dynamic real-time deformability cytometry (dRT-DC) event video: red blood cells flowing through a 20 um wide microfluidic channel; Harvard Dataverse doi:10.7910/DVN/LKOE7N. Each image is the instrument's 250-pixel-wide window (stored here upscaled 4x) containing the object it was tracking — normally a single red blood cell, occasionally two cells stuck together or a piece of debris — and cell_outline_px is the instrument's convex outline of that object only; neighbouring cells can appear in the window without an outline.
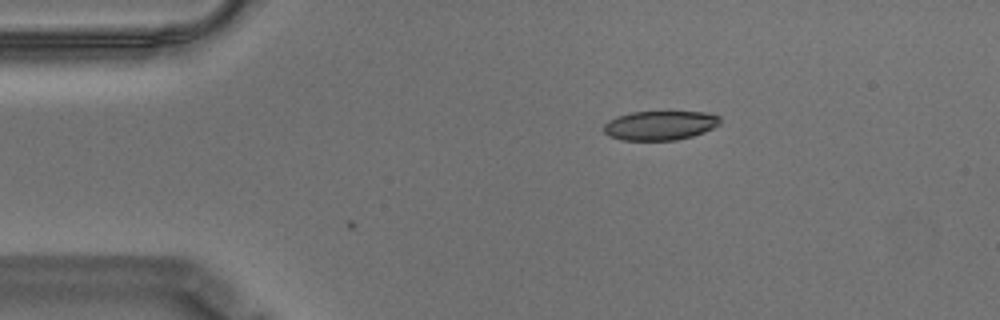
{"species": "Egyptian fruit bat (a non-hibernating species)", "species_latin": "Rousettus aegyptiacus", "temperature_condition": "warm", "stored_images_in_passage": 3, "camera_frame_rate_fps": 3000, "um_per_image_px": 0.085, "animal": {"sex": "male"}, "frame": {"image": 1, "passage_image": 3, "time_ms": 0.667, "image_size_px": [1000, 320], "cell_outline_px": [[720, 124], [704, 132], [692, 136], [676, 140], [620, 140], [608, 136], [604, 132], [604, 124], [608, 120], [616, 116], [632, 112], [708, 112], [720, 116]], "centroid_in_image_um": [56.09, 10.66], "position_along_channel_um": 28.9, "area_um2": 19.94}}